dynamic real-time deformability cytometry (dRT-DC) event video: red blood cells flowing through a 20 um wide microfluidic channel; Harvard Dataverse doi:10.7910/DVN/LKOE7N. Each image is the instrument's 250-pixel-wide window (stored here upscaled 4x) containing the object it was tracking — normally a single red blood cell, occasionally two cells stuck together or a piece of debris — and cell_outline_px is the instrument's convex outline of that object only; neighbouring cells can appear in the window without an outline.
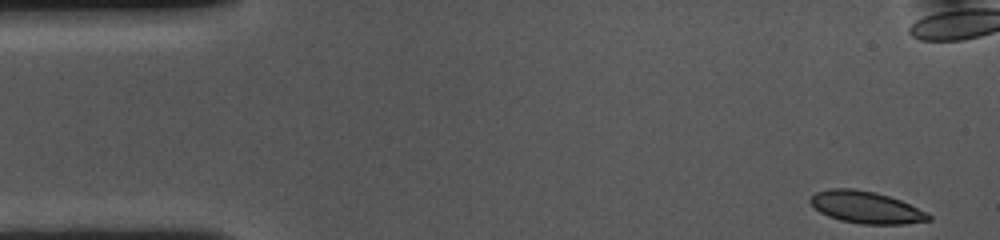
{"species": "common noctule bat (a hibernating species)", "species_latin": "Nyctalus noctula", "temperature_condition": "cold", "stored_images_in_passage": 54, "camera_frame_rate_fps": 3000, "um_per_image_px": 0.085, "animal": {"sex": "female", "body_mass_g": 10.0, "forearm_length_mm": 53.1}, "frame": {"image": 1, "passage_image": 1, "time_ms": 0.0, "image_size_px": [1000, 240], "cell_outline_px": [[932, 220], [904, 224], [860, 224], [840, 220], [828, 216], [820, 212], [808, 200], [816, 192], [828, 188], [852, 188], [876, 192], [900, 200], [928, 212], [932, 216]], "centroid_in_image_um": [73.63, 17.62], "position_along_channel_um": 11.4, "area_um2": 22.14}}
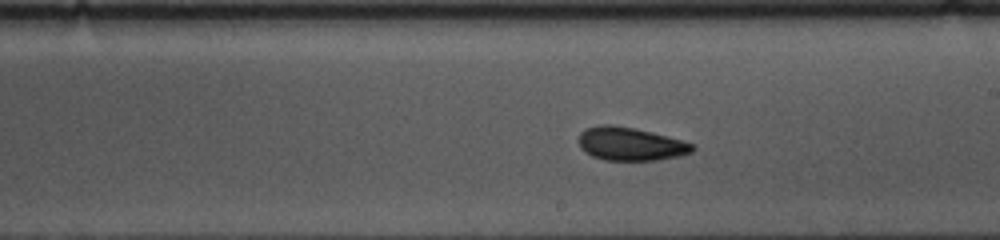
{"frame": {"image": 2, "passage_image": 28, "time_ms": 9.0, "image_size_px": [1000, 240], "cell_outline_px": [[696, 148], [692, 152], [680, 156], [656, 160], [604, 160], [592, 156], [584, 152], [580, 148], [580, 132], [584, 128], [596, 124], [612, 124], [636, 128], [684, 140], [696, 144]], "centroid_in_image_um": [53.61, 12.22], "position_along_channel_um": 235.4, "area_um2": 22.48}}
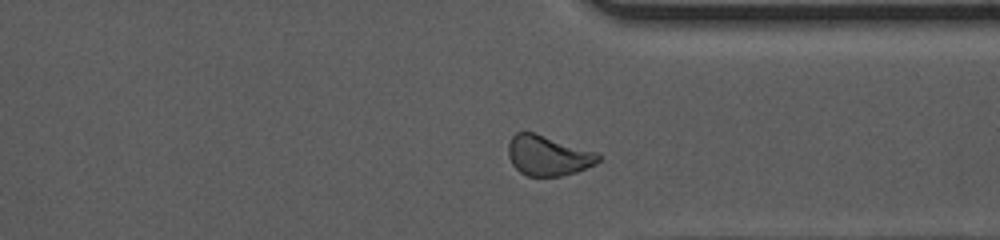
{"frame": {"image": 3, "passage_image": 39, "time_ms": 12.667, "image_size_px": [1000, 240], "cell_outline_px": [[600, 160], [596, 164], [576, 172], [560, 176], [528, 176], [520, 172], [512, 164], [508, 156], [508, 140], [516, 132], [536, 132], [596, 152], [600, 156]], "centroid_in_image_um": [46.56, 13.21], "position_along_channel_um": 364.8, "area_um2": 21.21}, "authors_computed_cell_mechanics": {"area_um2": 22.5131, "velocity_mm_per_s": 3.5695, "shape_relaxation_time_tau1_ms": 3.2682, "shape_relaxation_time_tau2_ms": 1.4592, "deformation_change_tau1": 0.0867, "deformation_change_tau2": 0.0675}}